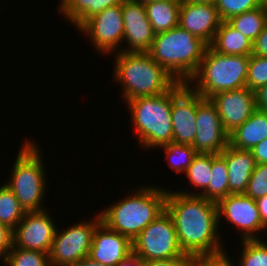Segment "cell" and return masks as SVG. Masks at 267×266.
<instances>
[{
    "label": "cell",
    "mask_w": 267,
    "mask_h": 266,
    "mask_svg": "<svg viewBox=\"0 0 267 266\" xmlns=\"http://www.w3.org/2000/svg\"><path fill=\"white\" fill-rule=\"evenodd\" d=\"M225 248L216 253L200 255L193 258L192 266H234Z\"/></svg>",
    "instance_id": "cell-34"
},
{
    "label": "cell",
    "mask_w": 267,
    "mask_h": 266,
    "mask_svg": "<svg viewBox=\"0 0 267 266\" xmlns=\"http://www.w3.org/2000/svg\"><path fill=\"white\" fill-rule=\"evenodd\" d=\"M196 136L192 147L197 153L220 154L229 145L216 106L197 93Z\"/></svg>",
    "instance_id": "cell-12"
},
{
    "label": "cell",
    "mask_w": 267,
    "mask_h": 266,
    "mask_svg": "<svg viewBox=\"0 0 267 266\" xmlns=\"http://www.w3.org/2000/svg\"><path fill=\"white\" fill-rule=\"evenodd\" d=\"M221 23L215 5L181 1L178 25L208 46L213 42Z\"/></svg>",
    "instance_id": "cell-17"
},
{
    "label": "cell",
    "mask_w": 267,
    "mask_h": 266,
    "mask_svg": "<svg viewBox=\"0 0 267 266\" xmlns=\"http://www.w3.org/2000/svg\"><path fill=\"white\" fill-rule=\"evenodd\" d=\"M259 209L262 224L267 229V195L255 200Z\"/></svg>",
    "instance_id": "cell-40"
},
{
    "label": "cell",
    "mask_w": 267,
    "mask_h": 266,
    "mask_svg": "<svg viewBox=\"0 0 267 266\" xmlns=\"http://www.w3.org/2000/svg\"><path fill=\"white\" fill-rule=\"evenodd\" d=\"M250 151L256 164H267V138L255 145Z\"/></svg>",
    "instance_id": "cell-38"
},
{
    "label": "cell",
    "mask_w": 267,
    "mask_h": 266,
    "mask_svg": "<svg viewBox=\"0 0 267 266\" xmlns=\"http://www.w3.org/2000/svg\"><path fill=\"white\" fill-rule=\"evenodd\" d=\"M59 2V13L77 29L86 19L105 8L120 4L122 0H60Z\"/></svg>",
    "instance_id": "cell-21"
},
{
    "label": "cell",
    "mask_w": 267,
    "mask_h": 266,
    "mask_svg": "<svg viewBox=\"0 0 267 266\" xmlns=\"http://www.w3.org/2000/svg\"><path fill=\"white\" fill-rule=\"evenodd\" d=\"M124 25L123 42L128 43L121 52H147L154 40L155 33L147 18L144 4L134 0H122Z\"/></svg>",
    "instance_id": "cell-15"
},
{
    "label": "cell",
    "mask_w": 267,
    "mask_h": 266,
    "mask_svg": "<svg viewBox=\"0 0 267 266\" xmlns=\"http://www.w3.org/2000/svg\"><path fill=\"white\" fill-rule=\"evenodd\" d=\"M193 258L189 255L164 260L144 261V266H192Z\"/></svg>",
    "instance_id": "cell-36"
},
{
    "label": "cell",
    "mask_w": 267,
    "mask_h": 266,
    "mask_svg": "<svg viewBox=\"0 0 267 266\" xmlns=\"http://www.w3.org/2000/svg\"><path fill=\"white\" fill-rule=\"evenodd\" d=\"M218 224L226 218L240 230L242 240L262 239L259 232L266 231L256 201L245 194H229L217 202ZM259 236V237H258Z\"/></svg>",
    "instance_id": "cell-11"
},
{
    "label": "cell",
    "mask_w": 267,
    "mask_h": 266,
    "mask_svg": "<svg viewBox=\"0 0 267 266\" xmlns=\"http://www.w3.org/2000/svg\"><path fill=\"white\" fill-rule=\"evenodd\" d=\"M77 30L89 38L98 53L108 55L120 52L124 35L121 3L86 19Z\"/></svg>",
    "instance_id": "cell-10"
},
{
    "label": "cell",
    "mask_w": 267,
    "mask_h": 266,
    "mask_svg": "<svg viewBox=\"0 0 267 266\" xmlns=\"http://www.w3.org/2000/svg\"><path fill=\"white\" fill-rule=\"evenodd\" d=\"M100 211L101 222L133 240L164 210L167 188L146 184Z\"/></svg>",
    "instance_id": "cell-2"
},
{
    "label": "cell",
    "mask_w": 267,
    "mask_h": 266,
    "mask_svg": "<svg viewBox=\"0 0 267 266\" xmlns=\"http://www.w3.org/2000/svg\"><path fill=\"white\" fill-rule=\"evenodd\" d=\"M16 154L9 181L4 183L16 196L25 212L42 211L46 193L45 164L38 144L25 139ZM44 164V165H43ZM44 207V208H43Z\"/></svg>",
    "instance_id": "cell-7"
},
{
    "label": "cell",
    "mask_w": 267,
    "mask_h": 266,
    "mask_svg": "<svg viewBox=\"0 0 267 266\" xmlns=\"http://www.w3.org/2000/svg\"><path fill=\"white\" fill-rule=\"evenodd\" d=\"M262 5V0H217L215 7L222 21Z\"/></svg>",
    "instance_id": "cell-32"
},
{
    "label": "cell",
    "mask_w": 267,
    "mask_h": 266,
    "mask_svg": "<svg viewBox=\"0 0 267 266\" xmlns=\"http://www.w3.org/2000/svg\"><path fill=\"white\" fill-rule=\"evenodd\" d=\"M133 253L143 261L181 257V249L171 215L165 209L132 242Z\"/></svg>",
    "instance_id": "cell-8"
},
{
    "label": "cell",
    "mask_w": 267,
    "mask_h": 266,
    "mask_svg": "<svg viewBox=\"0 0 267 266\" xmlns=\"http://www.w3.org/2000/svg\"><path fill=\"white\" fill-rule=\"evenodd\" d=\"M211 169L212 154L197 153V155L193 158L191 165L185 172V176L187 177V179H189L190 185H193V187L197 190L200 189V191L190 192L188 190L181 191V189L180 191H176L186 195H201V193H203L208 188L212 172Z\"/></svg>",
    "instance_id": "cell-26"
},
{
    "label": "cell",
    "mask_w": 267,
    "mask_h": 266,
    "mask_svg": "<svg viewBox=\"0 0 267 266\" xmlns=\"http://www.w3.org/2000/svg\"><path fill=\"white\" fill-rule=\"evenodd\" d=\"M244 194L254 200L267 195V164H256Z\"/></svg>",
    "instance_id": "cell-33"
},
{
    "label": "cell",
    "mask_w": 267,
    "mask_h": 266,
    "mask_svg": "<svg viewBox=\"0 0 267 266\" xmlns=\"http://www.w3.org/2000/svg\"><path fill=\"white\" fill-rule=\"evenodd\" d=\"M133 253L132 241L100 222L93 235L88 256L106 266L119 264Z\"/></svg>",
    "instance_id": "cell-18"
},
{
    "label": "cell",
    "mask_w": 267,
    "mask_h": 266,
    "mask_svg": "<svg viewBox=\"0 0 267 266\" xmlns=\"http://www.w3.org/2000/svg\"><path fill=\"white\" fill-rule=\"evenodd\" d=\"M4 264L7 266H50L47 253L15 247L10 249Z\"/></svg>",
    "instance_id": "cell-29"
},
{
    "label": "cell",
    "mask_w": 267,
    "mask_h": 266,
    "mask_svg": "<svg viewBox=\"0 0 267 266\" xmlns=\"http://www.w3.org/2000/svg\"><path fill=\"white\" fill-rule=\"evenodd\" d=\"M94 217V220H83L66 229H56L48 254L50 266H73L88 256L95 228L101 222L100 214Z\"/></svg>",
    "instance_id": "cell-9"
},
{
    "label": "cell",
    "mask_w": 267,
    "mask_h": 266,
    "mask_svg": "<svg viewBox=\"0 0 267 266\" xmlns=\"http://www.w3.org/2000/svg\"><path fill=\"white\" fill-rule=\"evenodd\" d=\"M252 44L245 35L222 21L210 46L221 54L250 56Z\"/></svg>",
    "instance_id": "cell-23"
},
{
    "label": "cell",
    "mask_w": 267,
    "mask_h": 266,
    "mask_svg": "<svg viewBox=\"0 0 267 266\" xmlns=\"http://www.w3.org/2000/svg\"><path fill=\"white\" fill-rule=\"evenodd\" d=\"M119 266H144V261L136 254L131 253L119 264Z\"/></svg>",
    "instance_id": "cell-41"
},
{
    "label": "cell",
    "mask_w": 267,
    "mask_h": 266,
    "mask_svg": "<svg viewBox=\"0 0 267 266\" xmlns=\"http://www.w3.org/2000/svg\"><path fill=\"white\" fill-rule=\"evenodd\" d=\"M220 155L225 159L229 176V194H244L256 161L252 152L228 145Z\"/></svg>",
    "instance_id": "cell-19"
},
{
    "label": "cell",
    "mask_w": 267,
    "mask_h": 266,
    "mask_svg": "<svg viewBox=\"0 0 267 266\" xmlns=\"http://www.w3.org/2000/svg\"><path fill=\"white\" fill-rule=\"evenodd\" d=\"M197 93L186 83L172 88L173 142L193 145L196 136Z\"/></svg>",
    "instance_id": "cell-14"
},
{
    "label": "cell",
    "mask_w": 267,
    "mask_h": 266,
    "mask_svg": "<svg viewBox=\"0 0 267 266\" xmlns=\"http://www.w3.org/2000/svg\"><path fill=\"white\" fill-rule=\"evenodd\" d=\"M73 266H106V265H103L99 263L98 261H95L91 259L89 256H87L81 259L79 262H77Z\"/></svg>",
    "instance_id": "cell-42"
},
{
    "label": "cell",
    "mask_w": 267,
    "mask_h": 266,
    "mask_svg": "<svg viewBox=\"0 0 267 266\" xmlns=\"http://www.w3.org/2000/svg\"><path fill=\"white\" fill-rule=\"evenodd\" d=\"M48 209L26 212L13 230V245L26 250H37L49 254L56 223Z\"/></svg>",
    "instance_id": "cell-13"
},
{
    "label": "cell",
    "mask_w": 267,
    "mask_h": 266,
    "mask_svg": "<svg viewBox=\"0 0 267 266\" xmlns=\"http://www.w3.org/2000/svg\"><path fill=\"white\" fill-rule=\"evenodd\" d=\"M216 106L224 130L230 134L256 110L254 92L247 87L215 94L209 98Z\"/></svg>",
    "instance_id": "cell-16"
},
{
    "label": "cell",
    "mask_w": 267,
    "mask_h": 266,
    "mask_svg": "<svg viewBox=\"0 0 267 266\" xmlns=\"http://www.w3.org/2000/svg\"><path fill=\"white\" fill-rule=\"evenodd\" d=\"M165 209L173 219L184 254L194 258L223 250L216 202L168 189Z\"/></svg>",
    "instance_id": "cell-1"
},
{
    "label": "cell",
    "mask_w": 267,
    "mask_h": 266,
    "mask_svg": "<svg viewBox=\"0 0 267 266\" xmlns=\"http://www.w3.org/2000/svg\"><path fill=\"white\" fill-rule=\"evenodd\" d=\"M262 6L267 7V0H262Z\"/></svg>",
    "instance_id": "cell-45"
},
{
    "label": "cell",
    "mask_w": 267,
    "mask_h": 266,
    "mask_svg": "<svg viewBox=\"0 0 267 266\" xmlns=\"http://www.w3.org/2000/svg\"><path fill=\"white\" fill-rule=\"evenodd\" d=\"M252 54L267 57V23L252 44Z\"/></svg>",
    "instance_id": "cell-37"
},
{
    "label": "cell",
    "mask_w": 267,
    "mask_h": 266,
    "mask_svg": "<svg viewBox=\"0 0 267 266\" xmlns=\"http://www.w3.org/2000/svg\"><path fill=\"white\" fill-rule=\"evenodd\" d=\"M125 103L142 149L159 148L173 142L172 89L157 96L134 98Z\"/></svg>",
    "instance_id": "cell-6"
},
{
    "label": "cell",
    "mask_w": 267,
    "mask_h": 266,
    "mask_svg": "<svg viewBox=\"0 0 267 266\" xmlns=\"http://www.w3.org/2000/svg\"><path fill=\"white\" fill-rule=\"evenodd\" d=\"M226 22L254 42L267 23V11L261 5L242 14L232 16Z\"/></svg>",
    "instance_id": "cell-24"
},
{
    "label": "cell",
    "mask_w": 267,
    "mask_h": 266,
    "mask_svg": "<svg viewBox=\"0 0 267 266\" xmlns=\"http://www.w3.org/2000/svg\"><path fill=\"white\" fill-rule=\"evenodd\" d=\"M267 84V57L250 55L246 87L253 92Z\"/></svg>",
    "instance_id": "cell-31"
},
{
    "label": "cell",
    "mask_w": 267,
    "mask_h": 266,
    "mask_svg": "<svg viewBox=\"0 0 267 266\" xmlns=\"http://www.w3.org/2000/svg\"><path fill=\"white\" fill-rule=\"evenodd\" d=\"M13 246V230L7 225L0 223V259L3 263Z\"/></svg>",
    "instance_id": "cell-35"
},
{
    "label": "cell",
    "mask_w": 267,
    "mask_h": 266,
    "mask_svg": "<svg viewBox=\"0 0 267 266\" xmlns=\"http://www.w3.org/2000/svg\"><path fill=\"white\" fill-rule=\"evenodd\" d=\"M113 77L121 83L125 102L153 97L171 90L178 82L147 52L114 53Z\"/></svg>",
    "instance_id": "cell-3"
},
{
    "label": "cell",
    "mask_w": 267,
    "mask_h": 266,
    "mask_svg": "<svg viewBox=\"0 0 267 266\" xmlns=\"http://www.w3.org/2000/svg\"><path fill=\"white\" fill-rule=\"evenodd\" d=\"M249 58L221 54L208 46L198 70L186 84L206 99L221 92L245 88Z\"/></svg>",
    "instance_id": "cell-5"
},
{
    "label": "cell",
    "mask_w": 267,
    "mask_h": 266,
    "mask_svg": "<svg viewBox=\"0 0 267 266\" xmlns=\"http://www.w3.org/2000/svg\"><path fill=\"white\" fill-rule=\"evenodd\" d=\"M180 4L181 0H159L144 4L155 34L167 32L178 26Z\"/></svg>",
    "instance_id": "cell-22"
},
{
    "label": "cell",
    "mask_w": 267,
    "mask_h": 266,
    "mask_svg": "<svg viewBox=\"0 0 267 266\" xmlns=\"http://www.w3.org/2000/svg\"><path fill=\"white\" fill-rule=\"evenodd\" d=\"M208 45L179 25L155 34L147 53L177 82L187 83L196 73Z\"/></svg>",
    "instance_id": "cell-4"
},
{
    "label": "cell",
    "mask_w": 267,
    "mask_h": 266,
    "mask_svg": "<svg viewBox=\"0 0 267 266\" xmlns=\"http://www.w3.org/2000/svg\"><path fill=\"white\" fill-rule=\"evenodd\" d=\"M239 266H267V243L261 239L241 240Z\"/></svg>",
    "instance_id": "cell-30"
},
{
    "label": "cell",
    "mask_w": 267,
    "mask_h": 266,
    "mask_svg": "<svg viewBox=\"0 0 267 266\" xmlns=\"http://www.w3.org/2000/svg\"><path fill=\"white\" fill-rule=\"evenodd\" d=\"M25 213L14 193L2 184L0 186V223L14 230Z\"/></svg>",
    "instance_id": "cell-27"
},
{
    "label": "cell",
    "mask_w": 267,
    "mask_h": 266,
    "mask_svg": "<svg viewBox=\"0 0 267 266\" xmlns=\"http://www.w3.org/2000/svg\"><path fill=\"white\" fill-rule=\"evenodd\" d=\"M181 1L215 5L217 0H181Z\"/></svg>",
    "instance_id": "cell-43"
},
{
    "label": "cell",
    "mask_w": 267,
    "mask_h": 266,
    "mask_svg": "<svg viewBox=\"0 0 267 266\" xmlns=\"http://www.w3.org/2000/svg\"><path fill=\"white\" fill-rule=\"evenodd\" d=\"M161 149L165 150V158L167 159L168 165L176 173L183 172V174H185L193 158L197 155L192 145L188 144L170 142L169 144L161 146Z\"/></svg>",
    "instance_id": "cell-28"
},
{
    "label": "cell",
    "mask_w": 267,
    "mask_h": 266,
    "mask_svg": "<svg viewBox=\"0 0 267 266\" xmlns=\"http://www.w3.org/2000/svg\"><path fill=\"white\" fill-rule=\"evenodd\" d=\"M267 138V112L256 109L245 123L229 134V145L240 150H251Z\"/></svg>",
    "instance_id": "cell-20"
},
{
    "label": "cell",
    "mask_w": 267,
    "mask_h": 266,
    "mask_svg": "<svg viewBox=\"0 0 267 266\" xmlns=\"http://www.w3.org/2000/svg\"><path fill=\"white\" fill-rule=\"evenodd\" d=\"M256 109L267 112V84L254 91Z\"/></svg>",
    "instance_id": "cell-39"
},
{
    "label": "cell",
    "mask_w": 267,
    "mask_h": 266,
    "mask_svg": "<svg viewBox=\"0 0 267 266\" xmlns=\"http://www.w3.org/2000/svg\"><path fill=\"white\" fill-rule=\"evenodd\" d=\"M134 1H138L142 4H146V3L151 2V1H159V0H134Z\"/></svg>",
    "instance_id": "cell-44"
},
{
    "label": "cell",
    "mask_w": 267,
    "mask_h": 266,
    "mask_svg": "<svg viewBox=\"0 0 267 266\" xmlns=\"http://www.w3.org/2000/svg\"><path fill=\"white\" fill-rule=\"evenodd\" d=\"M208 188L200 196L217 202L229 195V176L225 159L220 154H212V169Z\"/></svg>",
    "instance_id": "cell-25"
}]
</instances>
